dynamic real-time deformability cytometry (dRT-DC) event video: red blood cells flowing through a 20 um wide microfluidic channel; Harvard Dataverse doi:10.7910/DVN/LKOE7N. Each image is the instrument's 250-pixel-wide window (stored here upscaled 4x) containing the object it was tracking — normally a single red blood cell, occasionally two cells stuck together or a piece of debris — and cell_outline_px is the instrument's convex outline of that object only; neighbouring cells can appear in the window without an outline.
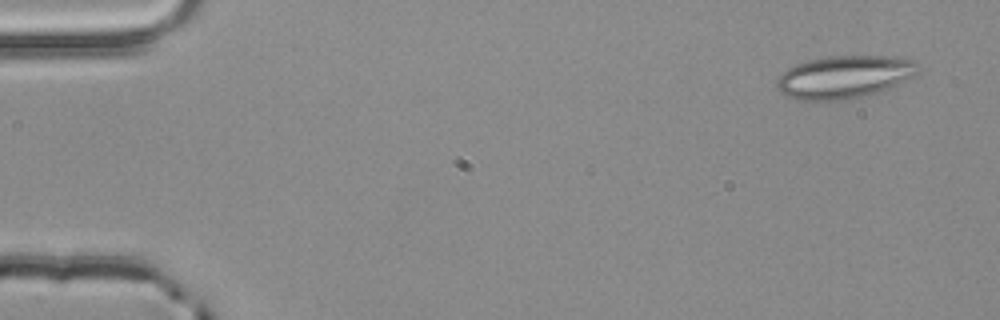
{"species": "common noctule bat (a hibernating species)", "species_latin": "Nyctalus noctula", "temperature_condition": "room temperature", "stored_images_in_passage": 12, "segment_of_instrument_passage": [1, 2], "camera_frame_rate_fps": 3000, "um_per_image_px": 0.085, "animal": {"sex": "male", "body_mass_g": 20.4}, "frame": {"image": 1, "passage_image": 4, "time_ms": 1.0, "image_size_px": [1000, 320], "cell_outline_px": [[920, 64], [916, 72], [912, 76], [896, 84], [876, 92], [864, 96], [840, 100], [800, 100], [784, 96], [780, 92], [776, 84], [776, 80], [792, 64], [808, 60], [828, 56], [892, 56], [916, 60]], "centroid_in_image_um": [71.72, 6.52], "position_along_channel_um": 13.3, "area_um2": 35.08}}